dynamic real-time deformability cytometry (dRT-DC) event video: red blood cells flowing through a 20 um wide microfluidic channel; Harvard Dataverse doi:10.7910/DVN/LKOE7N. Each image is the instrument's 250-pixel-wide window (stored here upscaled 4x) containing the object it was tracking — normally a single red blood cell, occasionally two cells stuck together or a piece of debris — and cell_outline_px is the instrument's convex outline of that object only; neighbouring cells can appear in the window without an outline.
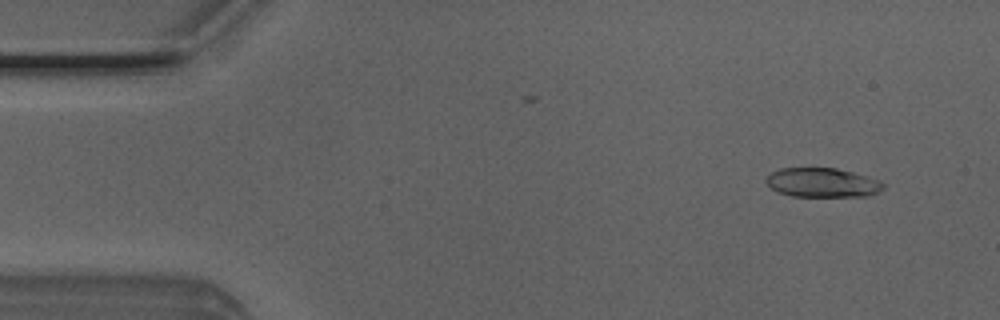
{"species": "Egyptian fruit bat (a non-hibernating species)", "species_latin": "Rousettus aegyptiacus", "temperature_condition": "room temperature", "stored_images_in_passage": 50, "camera_frame_rate_fps": 3000, "um_per_image_px": 0.085, "animal": {"sex": "male"}, "frame": {"image": 1, "passage_image": 3, "time_ms": 0.667, "image_size_px": [1000, 320], "cell_outline_px": [[884, 188], [868, 196], [792, 196], [776, 192], [764, 180], [772, 172], [780, 168], [836, 168], [852, 172], [880, 180], [884, 184]], "centroid_in_image_um": [69.89, 15.52], "position_along_channel_um": 15.1, "area_um2": 19.88}}
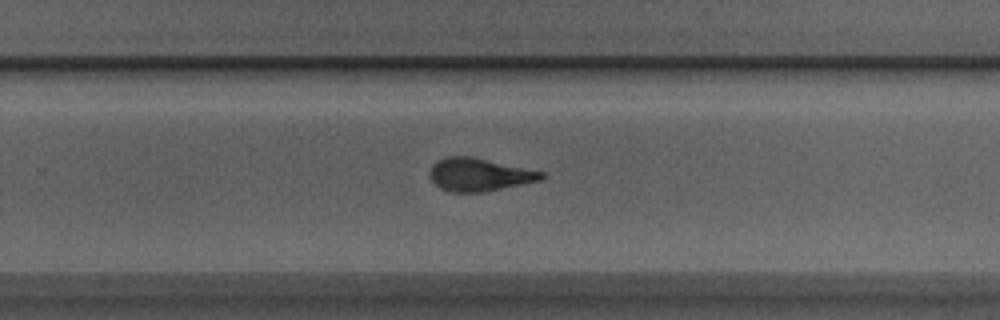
{"frame": {"image": 2, "passage_image": 31, "time_ms": 10.0, "image_size_px": [1000, 320], "cell_outline_px": [[544, 176], [540, 180], [480, 192], [452, 192], [440, 188], [428, 176], [428, 172], [432, 164], [436, 160], [444, 156], [468, 156], [544, 172]], "centroid_in_image_um": [40.64, 14.83], "position_along_channel_um": 289.2, "area_um2": 21.1}}
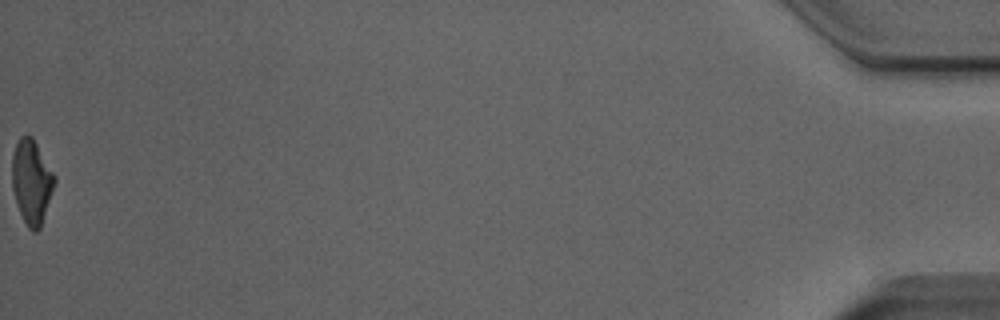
{"frame": {"image": 3, "passage_image": 50, "time_ms": 16.333, "image_size_px": [1000, 320], "cell_outline_px": [[56, 180], [40, 228], [36, 232], [32, 232], [28, 228], [20, 212], [12, 188], [12, 156], [16, 144], [20, 136], [28, 132], [32, 136], [56, 176]], "centroid_in_image_um": [2.68, 15.41], "position_along_channel_um": 432.5, "area_um2": 20.81}, "authors_computed_cell_mechanics": {"area_um2": 21.0681, "velocity_mm_per_s": 3.9931, "shape_relaxation_time_tau1_ms": 3.5567, "shape_relaxation_time_tau2_ms": 1.4394, "deformation_change_tau1": 0.1867, "deformation_change_tau2": 0.1148}}